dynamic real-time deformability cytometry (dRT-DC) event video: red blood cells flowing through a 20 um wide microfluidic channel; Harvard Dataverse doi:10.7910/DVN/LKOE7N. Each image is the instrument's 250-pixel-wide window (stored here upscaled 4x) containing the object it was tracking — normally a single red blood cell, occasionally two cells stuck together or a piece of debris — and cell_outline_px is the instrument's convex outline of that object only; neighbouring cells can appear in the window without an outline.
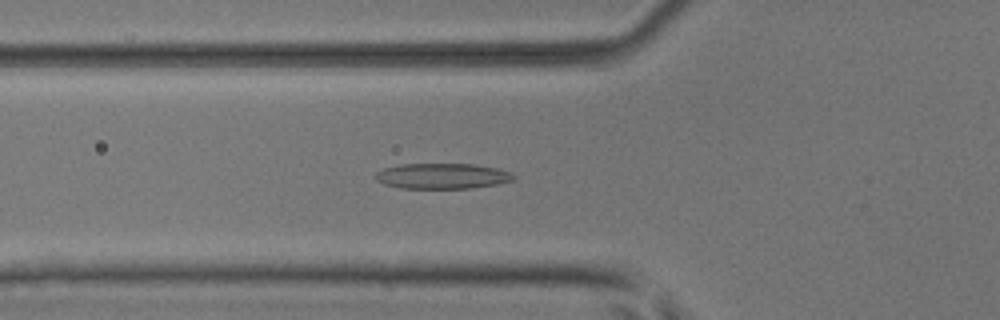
{"species": "common noctule bat (a hibernating species)", "species_latin": "Nyctalus noctula", "temperature_condition": "room temperature", "stored_images_in_passage": 51, "camera_frame_rate_fps": 3000, "um_per_image_px": 0.085, "animal": {"sex": "male", "body_mass_g": 17.9, "forearm_length_mm": 54.2}, "frame": {"image": 1, "passage_image": 18, "time_ms": 5.667, "image_size_px": [1000, 320], "cell_outline_px": [[516, 176], [512, 180], [496, 184], [472, 188], [400, 188], [384, 184], [376, 180], [376, 172], [384, 168], [400, 164], [472, 164], [496, 168], [512, 172]], "centroid_in_image_um": [37.59, 14.96], "position_along_channel_um": 88.2, "area_um2": 20.46}}
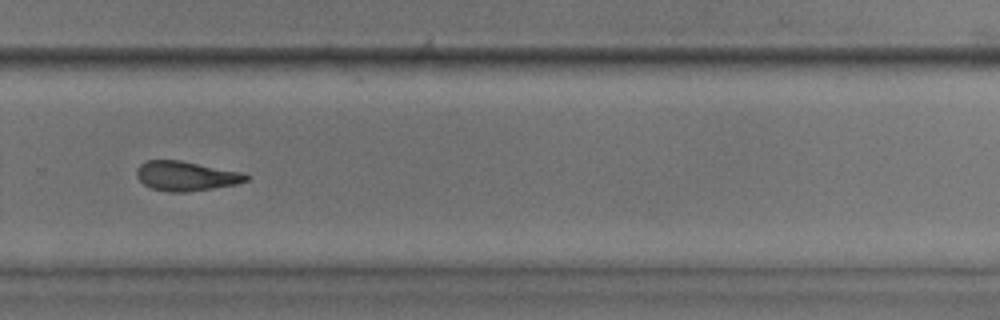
{"frame": {"image": 2, "passage_image": 35, "time_ms": 11.333, "image_size_px": [1000, 320], "cell_outline_px": [[248, 180], [236, 184], [188, 192], [168, 192], [152, 188], [144, 184], [136, 176], [136, 168], [144, 160], [180, 160], [244, 172], [248, 176]], "centroid_in_image_um": [15.79, 14.95], "position_along_channel_um": 314.0, "area_um2": 18.96}}
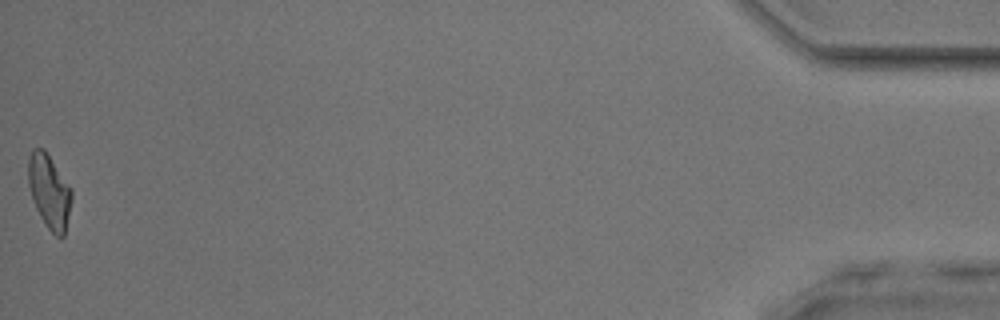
{"frame": {"image": 3, "passage_image": 51, "time_ms": 16.667, "image_size_px": [1000, 320], "cell_outline_px": [[72, 200], [64, 236], [60, 240], [44, 224], [36, 208], [28, 184], [28, 156], [32, 148], [44, 148], [72, 188]], "centroid_in_image_um": [4.2, 16.26], "position_along_channel_um": 431.0, "area_um2": 18.9}, "authors_computed_cell_mechanics": {"area_um2": 19.1896, "velocity_mm_per_s": 3.9864, "shape_relaxation_time_tau1_ms": null, "shape_relaxation_time_tau2_ms": 5.907, "deformation_change_tau1": null, "deformation_change_tau2": 0.1636}}